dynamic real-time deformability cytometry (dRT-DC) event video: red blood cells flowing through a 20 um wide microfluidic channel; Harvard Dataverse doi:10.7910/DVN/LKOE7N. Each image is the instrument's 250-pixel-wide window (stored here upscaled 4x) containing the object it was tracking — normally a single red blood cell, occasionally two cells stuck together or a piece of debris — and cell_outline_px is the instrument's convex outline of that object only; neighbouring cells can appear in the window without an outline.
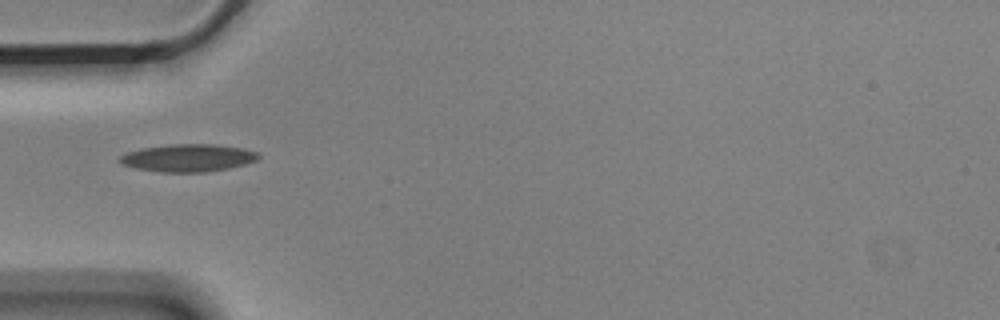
{"species": "Egyptian fruit bat (a non-hibernating species)", "species_latin": "Rousettus aegyptiacus", "temperature_condition": "cold", "stored_images_in_passage": 1, "camera_frame_rate_fps": 3000, "um_per_image_px": 0.085, "animal": {"sex": "male"}, "frame": {"image": 1, "passage_image": 1, "time_ms": 0.0, "image_size_px": [1000, 320], "cell_outline_px": [[260, 156], [256, 160], [244, 164], [228, 168], [204, 172], [160, 172], [136, 168], [120, 164], [116, 160], [120, 156], [128, 152], [140, 148], [172, 144], [216, 144], [244, 148], [260, 152]], "centroid_in_image_um": [15.97, 13.41], "position_along_channel_um": 69.0, "area_um2": 22.43}}